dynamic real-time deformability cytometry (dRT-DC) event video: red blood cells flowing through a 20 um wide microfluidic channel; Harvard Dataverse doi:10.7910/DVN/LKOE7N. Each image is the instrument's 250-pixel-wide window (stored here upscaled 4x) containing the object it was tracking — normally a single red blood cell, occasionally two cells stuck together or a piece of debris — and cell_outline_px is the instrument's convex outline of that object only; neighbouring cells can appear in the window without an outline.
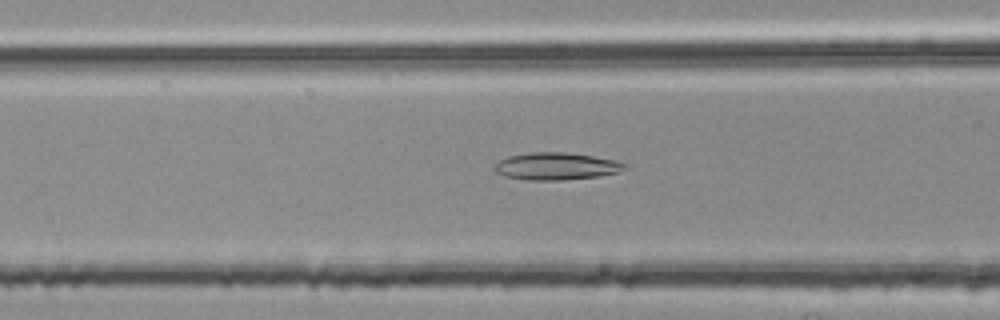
{"species": "common noctule bat (a hibernating species)", "species_latin": "Nyctalus noctula", "temperature_condition": "room temperature", "stored_images_in_passage": 5, "camera_frame_rate_fps": 3000, "um_per_image_px": 0.085, "animal": {"sex": "female", "body_mass_g": 25.1}, "frame": {"image": 1, "passage_image": 5, "time_ms": 1.333, "image_size_px": [1000, 320], "cell_outline_px": [[628, 168], [620, 172], [600, 176], [560, 180], [528, 180], [504, 176], [496, 172], [492, 168], [492, 164], [508, 156], [532, 152], [564, 152], [592, 156], [612, 160], [628, 164]], "centroid_in_image_um": [47.25, 14.13], "position_along_channel_um": 119.3, "area_um2": 20.81}}